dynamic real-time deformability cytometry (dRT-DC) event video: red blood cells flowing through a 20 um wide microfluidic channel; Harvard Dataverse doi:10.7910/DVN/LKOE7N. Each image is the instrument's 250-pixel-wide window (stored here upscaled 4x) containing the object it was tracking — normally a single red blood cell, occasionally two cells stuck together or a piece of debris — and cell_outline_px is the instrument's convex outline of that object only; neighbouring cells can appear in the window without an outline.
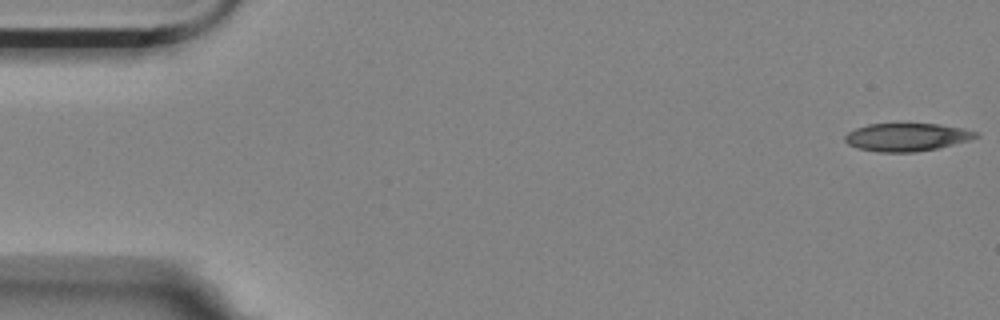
{"species": "Egyptian fruit bat (a non-hibernating species)", "species_latin": "Rousettus aegyptiacus", "temperature_condition": "room temperature", "stored_images_in_passage": 2, "camera_frame_rate_fps": 3000, "um_per_image_px": 0.085, "animal": {"sex": "female"}, "frame": {"image": 1, "passage_image": 2, "time_ms": 0.333, "image_size_px": [1000, 320], "cell_outline_px": [[980, 136], [968, 140], [936, 148], [916, 152], [876, 152], [856, 148], [848, 144], [844, 140], [844, 136], [848, 132], [856, 128], [868, 124], [940, 124], [964, 128], [976, 132]], "centroid_in_image_um": [77.04, 11.65], "position_along_channel_um": 8.0, "area_um2": 21.27}}